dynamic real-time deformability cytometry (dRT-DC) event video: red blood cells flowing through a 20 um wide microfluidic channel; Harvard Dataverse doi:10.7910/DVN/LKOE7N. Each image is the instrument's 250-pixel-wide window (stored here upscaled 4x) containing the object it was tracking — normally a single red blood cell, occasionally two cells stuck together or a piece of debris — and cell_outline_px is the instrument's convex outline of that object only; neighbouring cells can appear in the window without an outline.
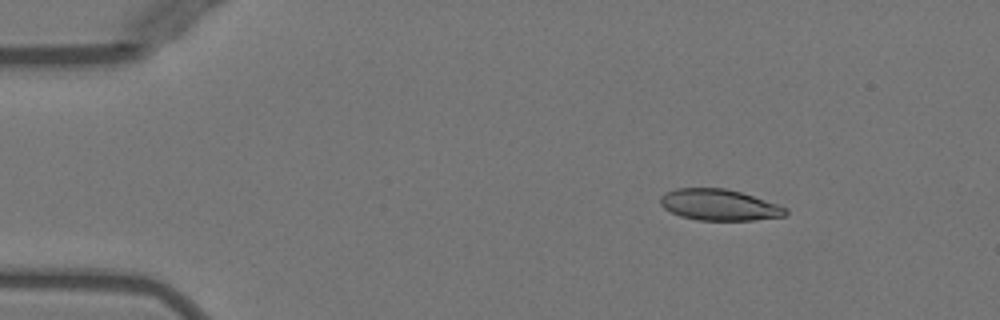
{"species": "Egyptian fruit bat (a non-hibernating species)", "species_latin": "Rousettus aegyptiacus", "temperature_condition": "warm", "stored_images_in_passage": 46, "camera_frame_rate_fps": 3000, "um_per_image_px": 0.085, "animal": {"sex": "female"}, "frame": {"image": 1, "passage_image": 2, "time_ms": 0.333, "image_size_px": [1000, 320], "cell_outline_px": [[788, 212], [784, 216], [752, 220], [696, 220], [680, 216], [664, 208], [660, 204], [660, 196], [664, 192], [676, 188], [724, 188], [740, 192], [788, 208]], "centroid_in_image_um": [61.09, 17.41], "position_along_channel_um": 23.9, "area_um2": 22.66}}
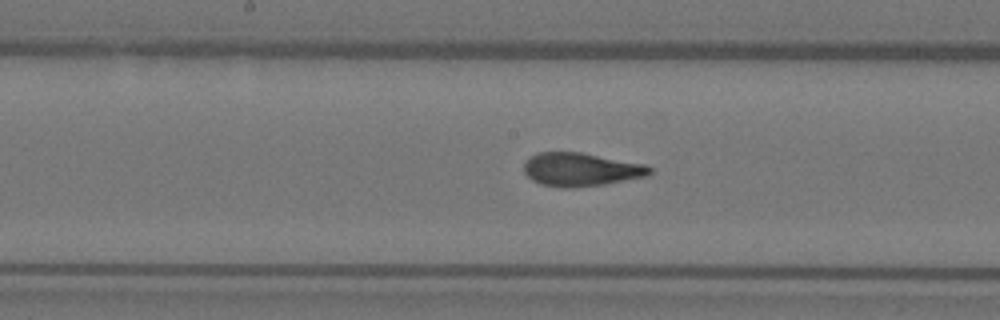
{"frame": {"image": 2, "passage_image": 21, "time_ms": 6.667, "image_size_px": [1000, 320], "cell_outline_px": [[652, 172], [648, 176], [604, 184], [576, 188], [560, 188], [540, 184], [532, 180], [524, 172], [524, 164], [528, 156], [536, 152], [580, 152], [644, 164], [652, 168]], "centroid_in_image_um": [49.34, 14.41], "position_along_channel_um": 198.9, "area_um2": 24.68}}
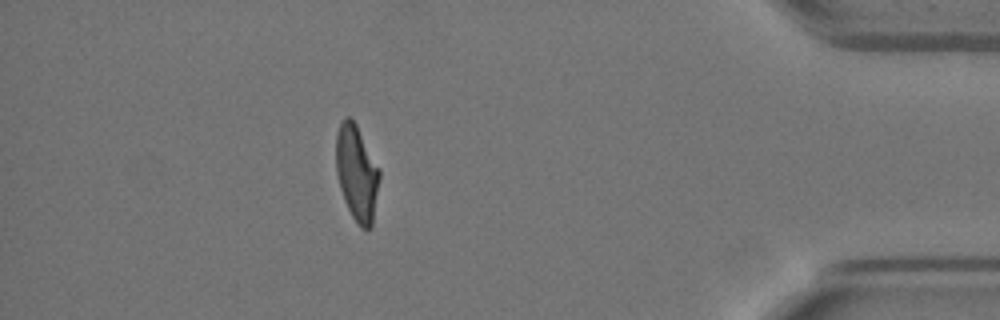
{"frame": {"image": 3, "passage_image": 40, "time_ms": 13.0, "image_size_px": [1000, 320], "cell_outline_px": [[380, 176], [372, 224], [368, 228], [360, 228], [352, 216], [344, 200], [340, 188], [336, 172], [336, 132], [344, 116], [348, 116], [356, 124], [380, 168]], "centroid_in_image_um": [30.32, 14.68], "position_along_channel_um": 404.9, "area_um2": 24.16}, "authors_computed_cell_mechanics": {"area_um2": 24.276, "velocity_mm_per_s": 3.9929, "shape_relaxation_time_tau1_ms": 6.6271, "shape_relaxation_time_tau2_ms": 1.0118, "deformation_change_tau1": 0.2267, "deformation_change_tau2": 0.0891}}